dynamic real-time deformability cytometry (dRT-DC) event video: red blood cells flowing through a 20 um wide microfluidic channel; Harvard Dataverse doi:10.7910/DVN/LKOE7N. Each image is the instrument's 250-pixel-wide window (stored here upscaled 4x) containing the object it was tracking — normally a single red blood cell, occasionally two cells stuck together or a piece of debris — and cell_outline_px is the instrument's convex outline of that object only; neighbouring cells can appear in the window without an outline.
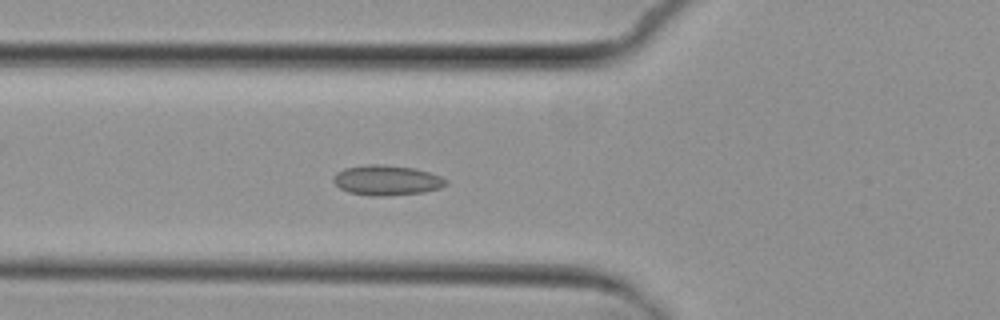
{"species": "common noctule bat (a hibernating species)", "species_latin": "Nyctalus noctula", "temperature_condition": "cold", "stored_images_in_passage": 5, "camera_frame_rate_fps": 3000, "um_per_image_px": 0.085, "animal": {"sex": "female", "body_mass_g": 29.2, "forearm_length_mm": 56.3}, "frame": {"image": 1, "passage_image": 5, "time_ms": 4.667, "image_size_px": [1000, 320], "cell_outline_px": [[448, 184], [440, 188], [424, 192], [388, 196], [372, 196], [348, 192], [340, 188], [332, 180], [332, 176], [336, 172], [344, 168], [368, 164], [384, 164], [416, 168], [440, 176], [448, 180]], "centroid_in_image_um": [32.87, 15.32], "position_along_channel_um": 92.9, "area_um2": 20.0}}